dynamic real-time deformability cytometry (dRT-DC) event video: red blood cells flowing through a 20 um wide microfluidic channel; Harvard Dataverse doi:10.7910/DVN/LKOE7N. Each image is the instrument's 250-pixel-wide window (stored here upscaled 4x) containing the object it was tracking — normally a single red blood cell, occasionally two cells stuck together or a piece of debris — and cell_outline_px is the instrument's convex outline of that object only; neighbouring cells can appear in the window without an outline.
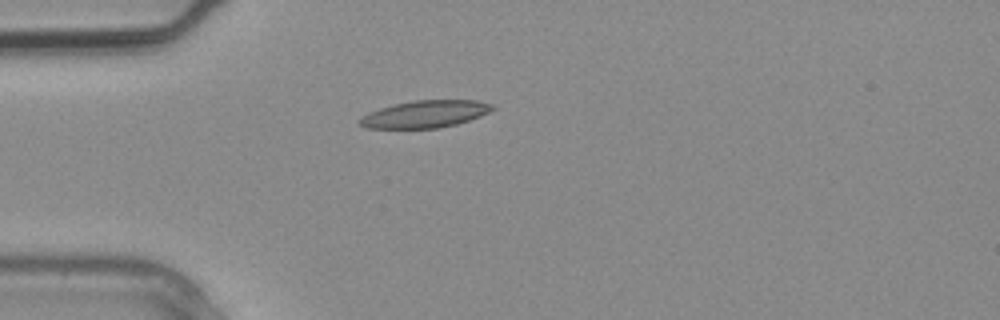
{"species": "common noctule bat (a hibernating species)", "species_latin": "Nyctalus noctula", "temperature_condition": "warm", "stored_images_in_passage": 3, "camera_frame_rate_fps": 3000, "um_per_image_px": 0.085, "animal": {"sex": "male", "body_mass_g": 20.4}, "frame": {"image": 1, "passage_image": 3, "time_ms": 0.667, "image_size_px": [1000, 320], "cell_outline_px": [[496, 108], [480, 116], [456, 124], [440, 128], [364, 128], [356, 120], [360, 116], [368, 112], [392, 104], [412, 100], [476, 100], [492, 104]], "centroid_in_image_um": [36.08, 9.69], "position_along_channel_um": 48.9, "area_um2": 21.21}}